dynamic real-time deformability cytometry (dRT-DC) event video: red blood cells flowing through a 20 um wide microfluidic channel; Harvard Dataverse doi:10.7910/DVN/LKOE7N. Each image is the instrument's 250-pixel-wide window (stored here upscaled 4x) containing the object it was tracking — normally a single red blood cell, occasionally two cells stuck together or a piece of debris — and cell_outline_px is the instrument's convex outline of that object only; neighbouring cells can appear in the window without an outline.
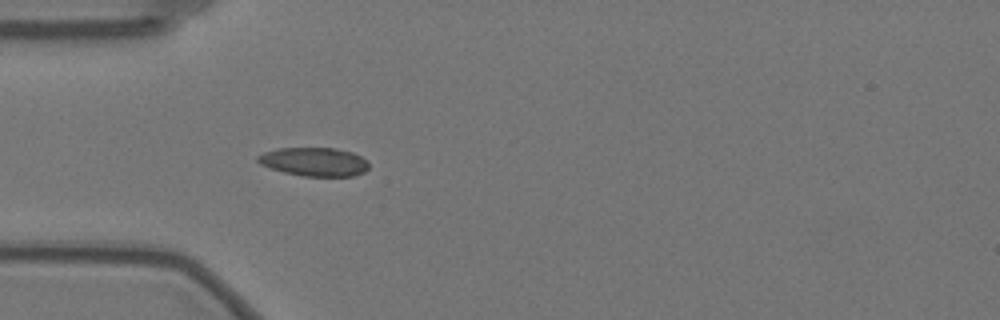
{"species": "Egyptian fruit bat (a non-hibernating species)", "species_latin": "Rousettus aegyptiacus", "temperature_condition": "warm", "stored_images_in_passage": 46, "camera_frame_rate_fps": 3000, "um_per_image_px": 0.085, "animal": {"sex": "female"}, "frame": {"image": 1, "passage_image": 8, "time_ms": 2.333, "image_size_px": [1000, 320], "cell_outline_px": [[368, 168], [364, 172], [352, 176], [304, 176], [284, 172], [260, 164], [256, 160], [256, 156], [264, 152], [280, 148], [336, 148], [352, 152], [368, 160]], "centroid_in_image_um": [26.72, 13.75], "position_along_channel_um": 58.3, "area_um2": 18.5}}
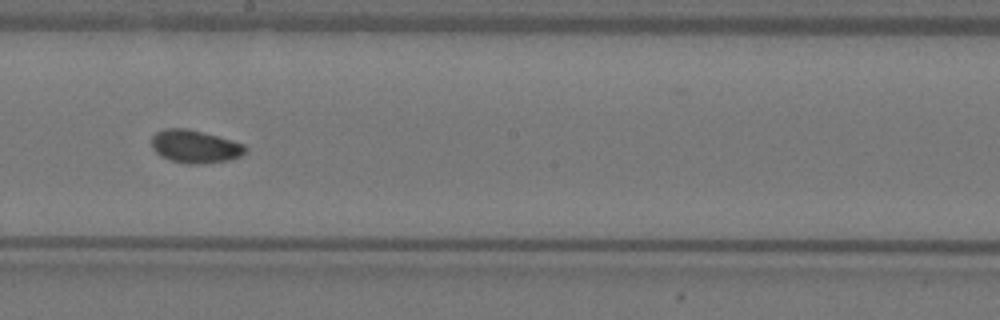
{"frame": {"image": 2, "passage_image": 23, "time_ms": 7.333, "image_size_px": [1000, 320], "cell_outline_px": [[248, 148], [240, 156], [228, 160], [204, 164], [188, 164], [172, 160], [160, 156], [152, 148], [152, 136], [156, 132], [164, 128], [188, 128], [232, 140], [244, 144]], "centroid_in_image_um": [16.56, 12.45], "position_along_channel_um": 231.6, "area_um2": 18.03}}
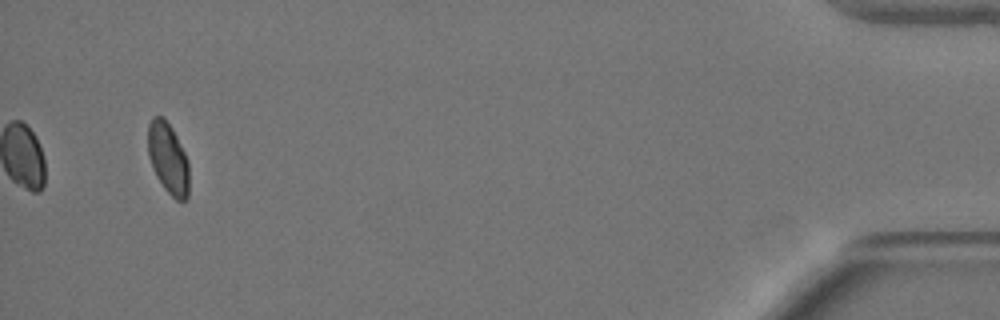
{"frame": {"image": 3, "passage_image": 46, "time_ms": 15.0, "image_size_px": [1000, 320], "cell_outline_px": [[188, 200], [176, 200], [164, 188], [156, 176], [152, 168], [148, 156], [148, 124], [152, 116], [164, 116], [172, 128], [188, 160]], "centroid_in_image_um": [14.27, 13.44], "position_along_channel_um": 420.9, "area_um2": 17.11}, "authors_computed_cell_mechanics": {"area_um2": 17.8313, "velocity_mm_per_s": 3.5182, "shape_relaxation_time_tau1_ms": 4.986, "shape_relaxation_time_tau2_ms": 2.0585, "deformation_change_tau1": 0.1212, "deformation_change_tau2": 0.0438}}